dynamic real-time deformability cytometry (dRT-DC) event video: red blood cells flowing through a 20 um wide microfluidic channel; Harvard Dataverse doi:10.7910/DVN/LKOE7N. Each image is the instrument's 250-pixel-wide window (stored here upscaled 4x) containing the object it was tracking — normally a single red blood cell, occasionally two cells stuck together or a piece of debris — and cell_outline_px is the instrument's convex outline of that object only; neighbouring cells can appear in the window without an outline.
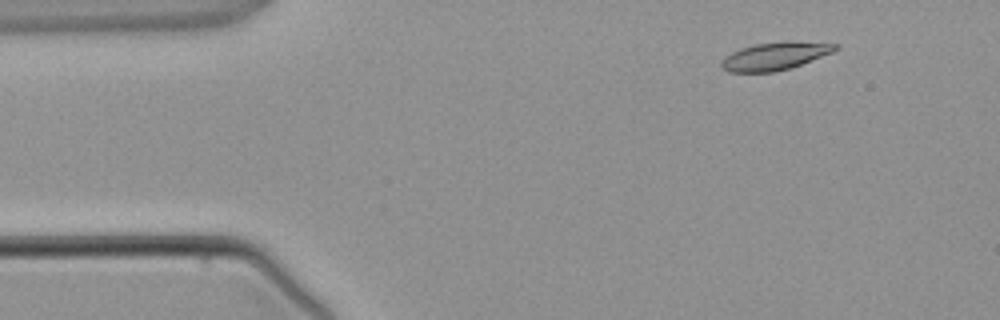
{"species": "common noctule bat (a hibernating species)", "species_latin": "Nyctalus noctula", "temperature_condition": "warm", "stored_images_in_passage": 4, "camera_frame_rate_fps": 3000, "um_per_image_px": 0.085, "animal": {"sex": "male", "body_mass_g": 21.5, "forearm_length_mm": 52.0}, "frame": {"image": 1, "passage_image": 1, "time_ms": 0.0, "image_size_px": [1000, 320], "cell_outline_px": [[840, 48], [832, 52], [792, 68], [772, 72], [728, 72], [720, 68], [720, 64], [724, 56], [740, 48], [756, 44], [840, 44]], "centroid_in_image_um": [65.76, 4.84], "position_along_channel_um": 19.2, "area_um2": 17.51}}
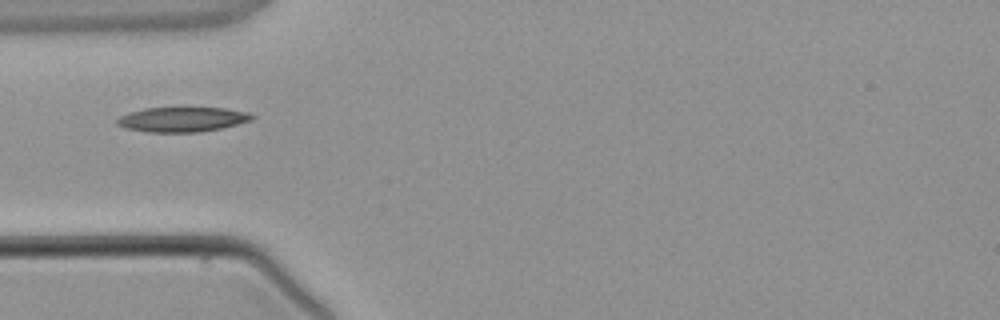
{"frame": {"image": 2, "passage_image": 3, "time_ms": 2.667, "image_size_px": [1000, 320], "cell_outline_px": [[256, 116], [252, 120], [220, 128], [200, 132], [148, 132], [124, 128], [116, 124], [116, 120], [120, 116], [128, 112], [144, 108], [224, 108], [248, 112]], "centroid_in_image_um": [15.46, 10.15], "position_along_channel_um": 69.5, "area_um2": 19.48}}
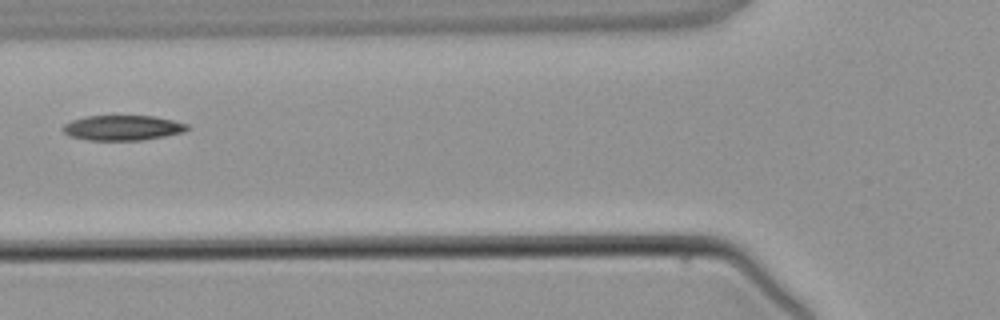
{"frame": {"image": 3, "passage_image": 4, "time_ms": 3.667, "image_size_px": [1000, 320], "cell_outline_px": [[188, 128], [184, 132], [164, 136], [140, 140], [88, 140], [68, 136], [60, 128], [64, 124], [72, 120], [84, 116], [152, 116], [172, 120], [188, 124]], "centroid_in_image_um": [10.37, 10.86], "position_along_channel_um": 115.4, "area_um2": 18.15}}